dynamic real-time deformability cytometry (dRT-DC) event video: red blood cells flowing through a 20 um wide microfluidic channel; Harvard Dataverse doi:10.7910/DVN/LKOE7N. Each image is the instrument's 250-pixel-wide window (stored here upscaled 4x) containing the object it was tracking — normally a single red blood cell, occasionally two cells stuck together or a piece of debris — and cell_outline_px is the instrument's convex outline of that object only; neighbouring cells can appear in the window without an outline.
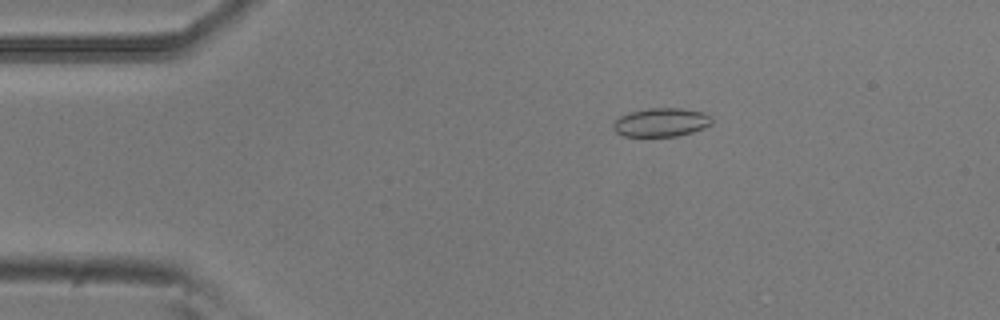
{"species": "common noctule bat (a hibernating species)", "species_latin": "Nyctalus noctula", "temperature_condition": "room temperature", "stored_images_in_passage": 17, "camera_frame_rate_fps": 3000, "um_per_image_px": 0.085, "animal": {"sex": "male", "body_mass_g": 20.5, "forearm_length_mm": 52.5}, "frame": {"image": 1, "passage_image": 1, "time_ms": 0.0, "image_size_px": [1000, 320], "cell_outline_px": [[712, 124], [704, 128], [692, 132], [676, 136], [624, 136], [616, 132], [612, 128], [612, 124], [620, 116], [632, 112], [648, 108], [680, 108], [704, 112], [712, 116]], "centroid_in_image_um": [56.22, 10.4], "position_along_channel_um": 28.8, "area_um2": 16.47}}
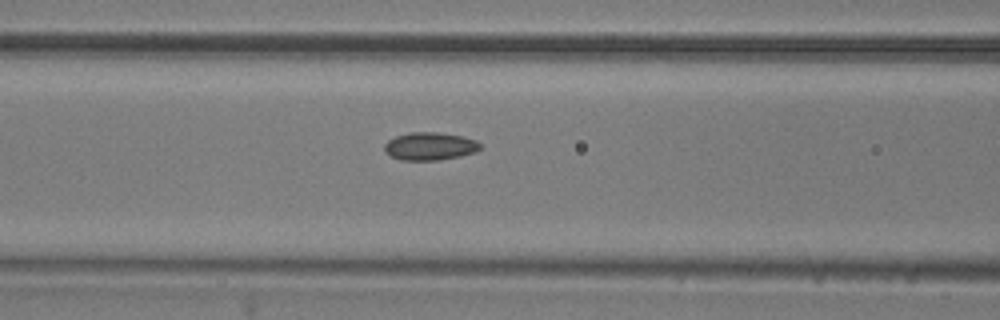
{"frame": {"image": 2, "passage_image": 13, "time_ms": 4.0, "image_size_px": [1000, 320], "cell_outline_px": [[480, 148], [476, 152], [460, 156], [440, 160], [400, 160], [384, 152], [384, 144], [388, 140], [396, 136], [412, 132], [436, 132], [460, 136], [476, 140], [480, 144]], "centroid_in_image_um": [36.52, 12.44], "position_along_channel_um": 130.1, "area_um2": 15.49}}
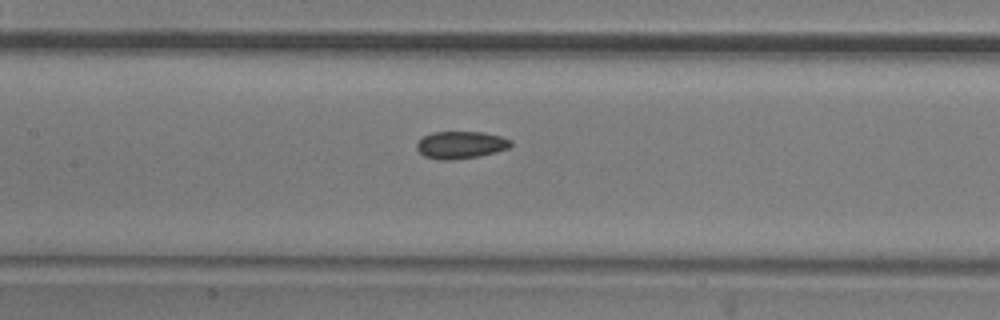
{"frame": {"image": 3, "passage_image": 16, "time_ms": 5.0, "image_size_px": [1000, 320], "cell_outline_px": [[512, 144], [508, 148], [496, 152], [480, 156], [452, 160], [440, 160], [424, 156], [416, 148], [416, 144], [424, 136], [432, 132], [484, 132], [500, 136], [512, 140]], "centroid_in_image_um": [39.17, 12.32], "position_along_channel_um": 168.2, "area_um2": 15.03}}